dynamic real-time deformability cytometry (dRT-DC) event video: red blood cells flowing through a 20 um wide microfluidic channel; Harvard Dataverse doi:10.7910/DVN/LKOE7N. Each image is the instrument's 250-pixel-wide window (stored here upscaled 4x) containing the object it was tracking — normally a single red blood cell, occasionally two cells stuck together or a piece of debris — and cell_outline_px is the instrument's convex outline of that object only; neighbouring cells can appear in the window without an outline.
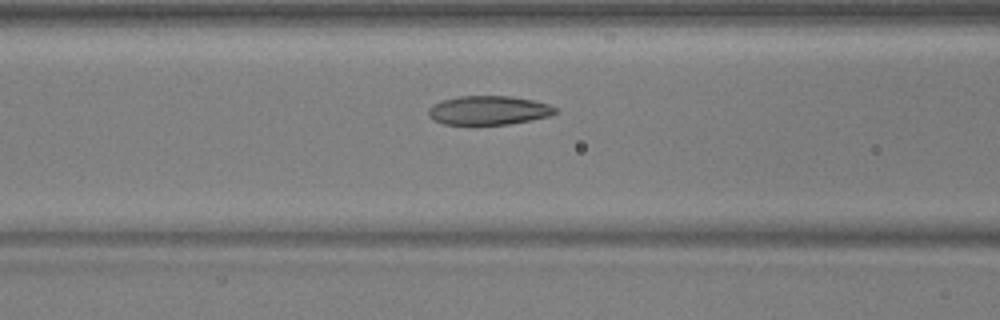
{"species": "common noctule bat (a hibernating species)", "species_latin": "Nyctalus noctula", "temperature_condition": "warm", "stored_images_in_passage": 50, "camera_frame_rate_fps": 3000, "um_per_image_px": 0.085, "animal": {"sex": "male", "body_mass_g": 17.9, "forearm_length_mm": 54.2}, "frame": {"image": 1, "passage_image": 20, "time_ms": 6.333, "image_size_px": [1000, 320], "cell_outline_px": [[560, 112], [548, 116], [508, 124], [444, 124], [432, 120], [428, 116], [428, 108], [432, 104], [444, 100], [460, 96], [512, 96], [532, 100], [548, 104], [556, 108]], "centroid_in_image_um": [41.51, 9.37], "position_along_channel_um": 125.1, "area_um2": 21.33}}
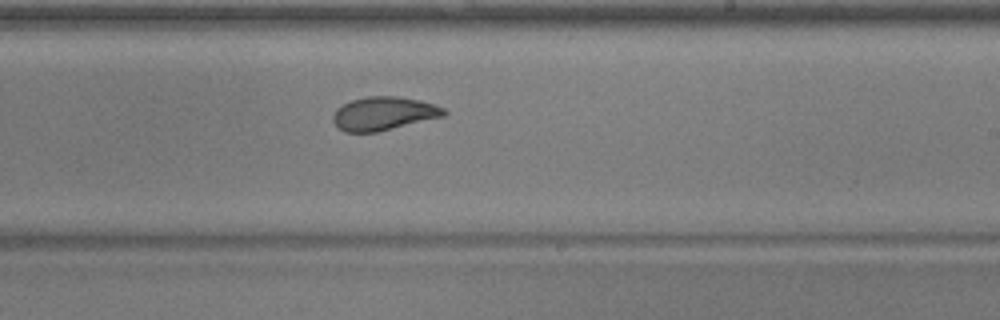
{"frame": {"image": 2, "passage_image": 30, "time_ms": 9.667, "image_size_px": [1000, 320], "cell_outline_px": [[448, 112], [444, 116], [376, 132], [344, 132], [332, 120], [332, 116], [336, 108], [352, 100], [368, 96], [396, 96], [420, 100], [444, 108]], "centroid_in_image_um": [32.6, 9.64], "position_along_channel_um": 256.4, "area_um2": 21.44}}
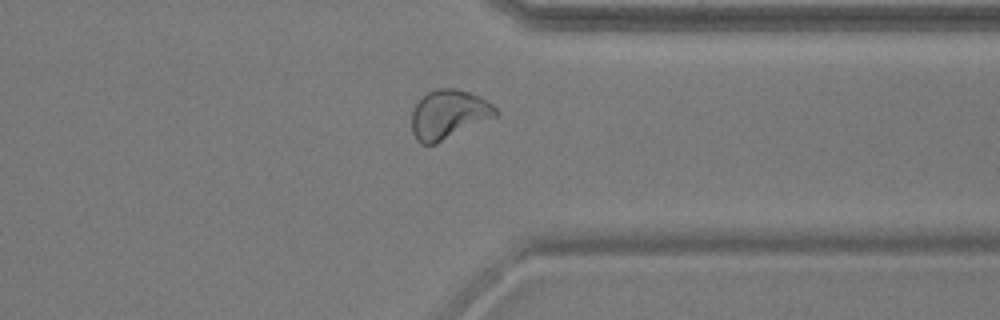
{"frame": {"image": 3, "passage_image": 39, "time_ms": 12.667, "image_size_px": [1000, 320], "cell_outline_px": [[500, 112], [496, 116], [436, 144], [420, 144], [416, 140], [412, 132], [412, 112], [416, 104], [428, 92], [436, 88], [456, 88], [480, 96], [492, 104]], "centroid_in_image_um": [38.13, 9.73], "position_along_channel_um": 373.3, "area_um2": 23.93}, "authors_computed_cell_mechanics": {"area_um2": 23.0911, "velocity_mm_per_s": 3.9423, "shape_relaxation_time_tau1_ms": 3.8624, "shape_relaxation_time_tau2_ms": 1.2665, "deformation_change_tau1": 0.1462, "deformation_change_tau2": 0.0673}}